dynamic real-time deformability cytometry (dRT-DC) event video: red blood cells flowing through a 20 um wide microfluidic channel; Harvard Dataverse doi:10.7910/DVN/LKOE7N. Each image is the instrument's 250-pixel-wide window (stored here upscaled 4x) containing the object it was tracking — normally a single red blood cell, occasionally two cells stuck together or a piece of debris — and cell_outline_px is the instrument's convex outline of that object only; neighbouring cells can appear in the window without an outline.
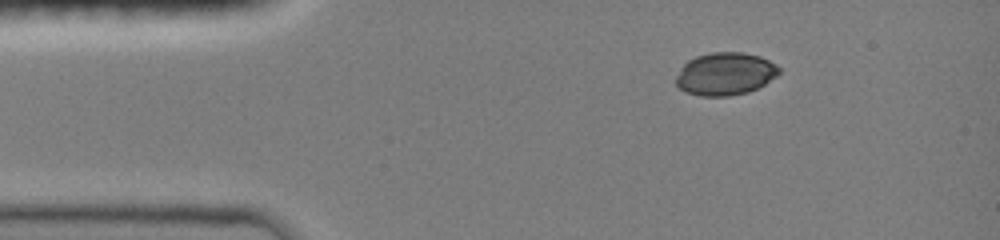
{"species": "common noctule bat (a hibernating species)", "species_latin": "Nyctalus noctula", "temperature_condition": "room temperature", "stored_images_in_passage": 39, "camera_frame_rate_fps": 3000, "um_per_image_px": 0.085, "animal": {"sex": "female", "body_mass_g": 19.0, "forearm_length_mm": 51.5}, "frame": {"image": 1, "passage_image": 1, "time_ms": 0.0, "image_size_px": [1000, 240], "cell_outline_px": [[780, 72], [776, 76], [764, 84], [748, 92], [728, 96], [700, 96], [684, 92], [676, 84], [676, 76], [680, 68], [688, 60], [696, 56], [712, 52], [744, 52], [760, 56], [776, 64], [780, 68]], "centroid_in_image_um": [61.63, 6.27], "position_along_channel_um": 23.4, "area_um2": 25.72}}
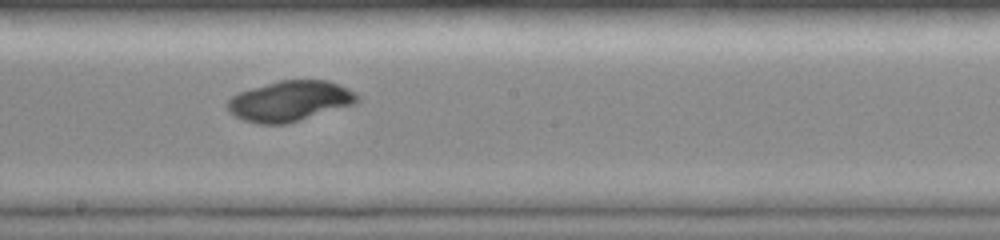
{"frame": {"image": 2, "passage_image": 20, "time_ms": 6.333, "image_size_px": [1000, 240], "cell_outline_px": [[360, 100], [356, 104], [300, 120], [284, 124], [260, 124], [244, 120], [228, 112], [224, 104], [232, 96], [240, 92], [252, 88], [280, 80], [328, 80], [356, 92], [360, 96]], "centroid_in_image_um": [24.65, 8.59], "position_along_channel_um": 223.6, "area_um2": 30.63}}
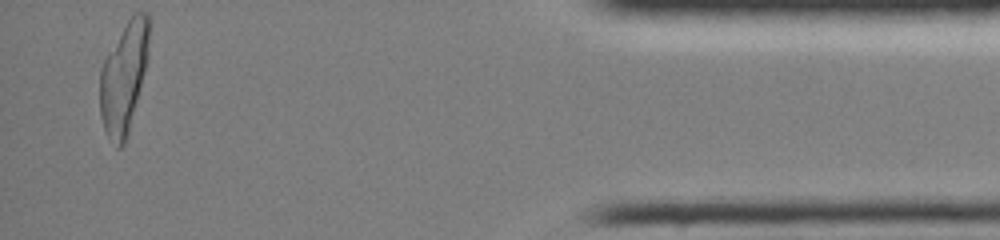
{"frame": {"image": 3, "passage_image": 39, "time_ms": 12.667, "image_size_px": [1000, 240], "cell_outline_px": [[152, 20], [148, 60], [128, 132], [124, 144], [120, 148], [116, 148], [108, 136], [104, 128], [100, 116], [100, 68], [104, 60], [128, 20], [136, 12], [148, 12]], "centroid_in_image_um": [10.56, 6.53], "position_along_channel_um": 424.6, "area_um2": 31.85}}